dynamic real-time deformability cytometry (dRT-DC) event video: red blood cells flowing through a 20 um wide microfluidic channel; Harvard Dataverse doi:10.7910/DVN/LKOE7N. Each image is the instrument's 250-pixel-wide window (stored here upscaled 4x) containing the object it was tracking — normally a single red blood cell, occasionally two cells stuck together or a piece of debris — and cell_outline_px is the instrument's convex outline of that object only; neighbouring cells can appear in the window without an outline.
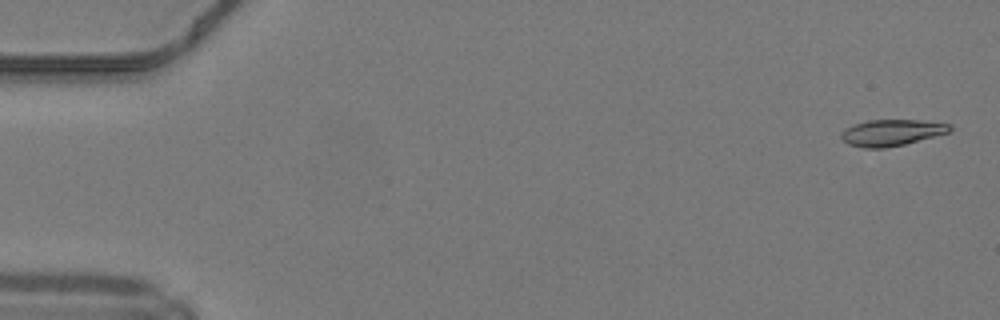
{"species": "common noctule bat (a hibernating species)", "species_latin": "Nyctalus noctula", "temperature_condition": "warm", "stored_images_in_passage": 12, "camera_frame_rate_fps": 3000, "um_per_image_px": 0.085, "animal": {"sex": "male", "body_mass_g": 19.2, "forearm_length_mm": 51.8}, "frame": {"image": 1, "passage_image": 2, "time_ms": 0.333, "image_size_px": [1000, 320], "cell_outline_px": [[952, 128], [948, 132], [904, 144], [884, 148], [864, 148], [848, 144], [840, 136], [840, 132], [844, 128], [852, 124], [868, 120], [920, 120], [952, 124]], "centroid_in_image_um": [75.74, 11.26], "position_along_channel_um": 9.3, "area_um2": 16.65}}